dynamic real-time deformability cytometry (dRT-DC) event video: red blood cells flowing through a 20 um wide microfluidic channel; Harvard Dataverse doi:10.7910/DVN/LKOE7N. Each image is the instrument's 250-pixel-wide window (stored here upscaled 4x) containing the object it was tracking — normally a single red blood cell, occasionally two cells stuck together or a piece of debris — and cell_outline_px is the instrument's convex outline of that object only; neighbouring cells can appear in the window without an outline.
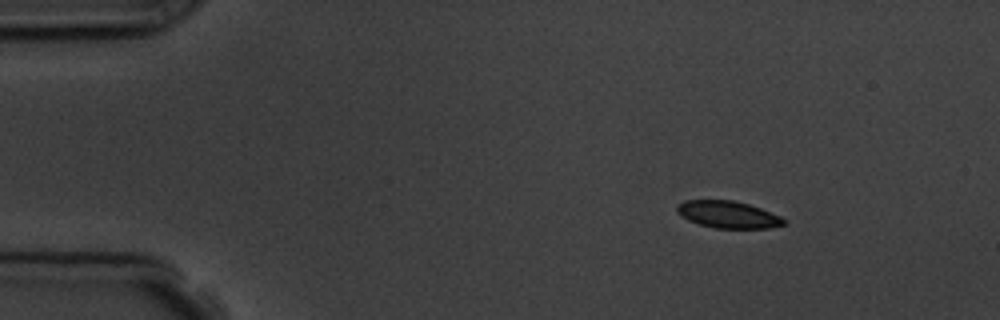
{"species": "common noctule bat (a hibernating species)", "species_latin": "Nyctalus noctula", "temperature_condition": "room temperature", "stored_images_in_passage": 5, "camera_frame_rate_fps": 3000, "um_per_image_px": 0.085, "animal": {"sex": "male", "body_mass_g": 19.5, "forearm_length_mm": 54.6}, "frame": {"image": 1, "passage_image": 1, "time_ms": 0.0, "image_size_px": [1000, 320], "cell_outline_px": [[788, 220], [784, 224], [768, 228], [716, 228], [700, 224], [688, 220], [680, 216], [676, 212], [676, 204], [684, 200], [732, 200], [748, 204], [760, 208], [780, 216]], "centroid_in_image_um": [61.85, 18.23], "position_along_channel_um": 23.2, "area_um2": 16.88}}
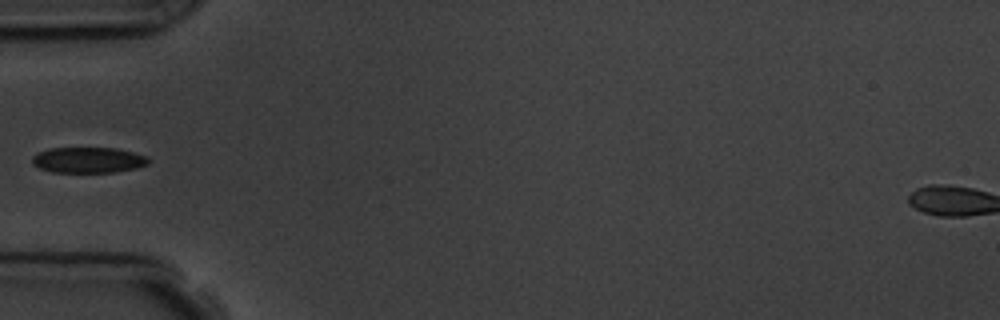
{"frame": {"image": 2, "passage_image": 4, "time_ms": 3.667, "image_size_px": [1000, 320], "cell_outline_px": [[148, 164], [136, 168], [116, 172], [52, 172], [40, 168], [32, 164], [32, 156], [40, 152], [52, 148], [116, 148], [148, 156]], "centroid_in_image_um": [7.51, 13.6], "position_along_channel_um": 77.5, "area_um2": 17.34}}